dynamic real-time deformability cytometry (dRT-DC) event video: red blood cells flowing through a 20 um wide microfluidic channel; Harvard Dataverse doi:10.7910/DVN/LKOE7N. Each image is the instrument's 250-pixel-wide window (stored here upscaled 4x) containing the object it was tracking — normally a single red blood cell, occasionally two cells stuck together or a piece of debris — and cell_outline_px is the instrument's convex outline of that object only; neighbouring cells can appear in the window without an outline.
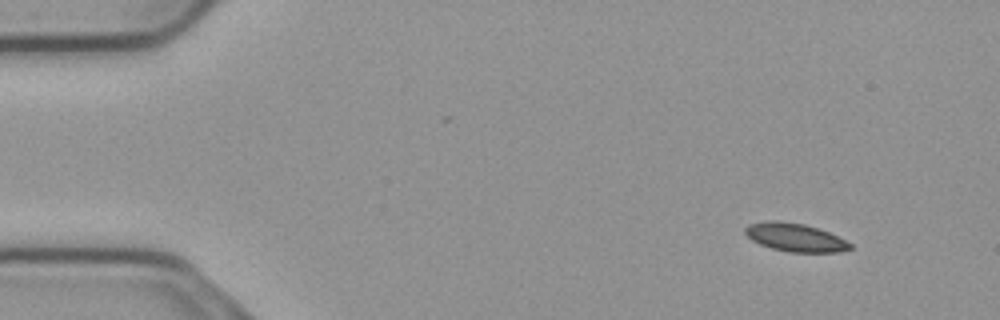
{"species": "common noctule bat (a hibernating species)", "species_latin": "Nyctalus noctula", "temperature_condition": "cold", "stored_images_in_passage": 51, "camera_frame_rate_fps": 3000, "um_per_image_px": 0.085, "animal": {"sex": "male", "body_mass_g": 23.1, "forearm_length_mm": 52.7}, "frame": {"image": 1, "passage_image": 1, "time_ms": 0.0, "image_size_px": [1000, 320], "cell_outline_px": [[852, 248], [840, 252], [788, 252], [772, 248], [760, 244], [752, 240], [744, 232], [744, 228], [748, 224], [772, 220], [776, 220], [804, 224], [828, 232], [852, 244]], "centroid_in_image_um": [67.56, 20.18], "position_along_channel_um": 17.4, "area_um2": 17.11}}
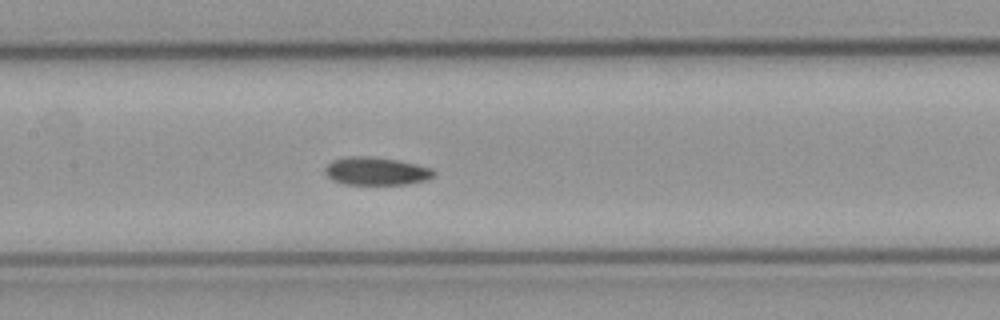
{"frame": {"image": 2, "passage_image": 22, "time_ms": 7.0, "image_size_px": [1000, 320], "cell_outline_px": [[436, 176], [428, 180], [408, 184], [340, 184], [332, 180], [324, 172], [324, 168], [332, 160], [348, 156], [368, 156], [396, 160], [416, 164], [432, 168], [436, 172]], "centroid_in_image_um": [31.99, 14.55], "position_along_channel_um": 175.4, "area_um2": 17.92}}
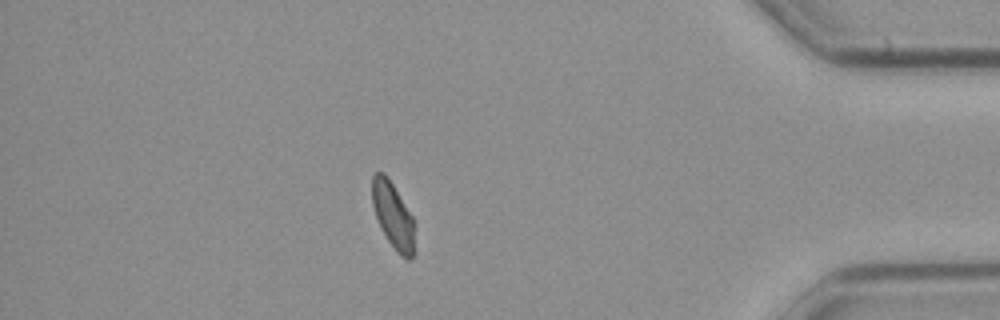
{"frame": {"image": 3, "passage_image": 44, "time_ms": 14.333, "image_size_px": [1000, 320], "cell_outline_px": [[416, 252], [408, 260], [396, 252], [388, 240], [376, 216], [372, 204], [372, 176], [376, 172], [384, 172], [392, 184], [412, 216]], "centroid_in_image_um": [33.42, 18.34], "position_along_channel_um": 401.8, "area_um2": 16.13}, "authors_computed_cell_mechanics": {"area_um2": 17.4556, "velocity_mm_per_s": 3.6889, "shape_relaxation_time_tau1_ms": 5.6268, "shape_relaxation_time_tau2_ms": 3.9046, "deformation_change_tau1": 0.1124, "deformation_change_tau2": 0.0676}}